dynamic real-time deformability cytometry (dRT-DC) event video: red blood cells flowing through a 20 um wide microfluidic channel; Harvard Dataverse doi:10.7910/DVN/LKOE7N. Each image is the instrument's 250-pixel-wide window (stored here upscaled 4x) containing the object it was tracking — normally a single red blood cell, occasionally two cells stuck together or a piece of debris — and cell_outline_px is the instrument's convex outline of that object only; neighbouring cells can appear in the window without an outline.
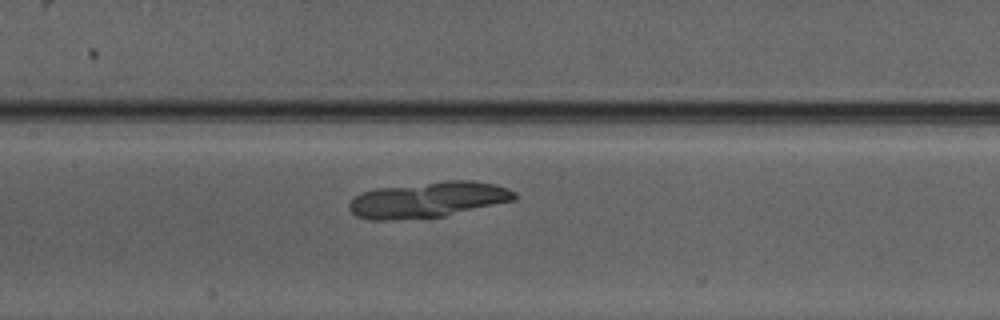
{"species": "Egyptian fruit bat (a non-hibernating species)", "species_latin": "Rousettus aegyptiacus", "temperature_condition": "warm", "stored_images_in_passage": 48, "camera_frame_rate_fps": 3000, "um_per_image_px": 0.085, "animal": {"sex": "male"}, "frame": {"image": 1, "passage_image": 26, "time_ms": 8.333, "image_size_px": [1000, 320], "cell_outline_px": [[520, 196], [516, 200], [444, 216], [388, 220], [368, 220], [356, 216], [348, 208], [348, 204], [352, 196], [360, 192], [376, 188], [444, 180], [472, 180], [496, 184], [508, 188], [516, 192]], "centroid_in_image_um": [36.39, 16.96], "position_along_channel_um": 171.0, "area_um2": 35.03}}
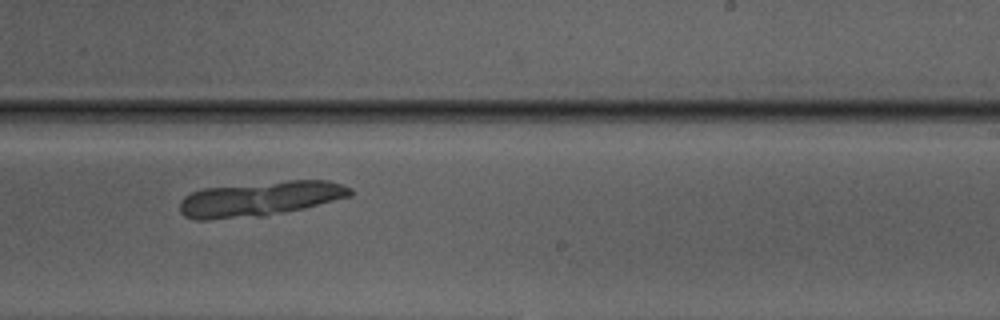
{"frame": {"image": 2, "passage_image": 33, "time_ms": 10.667, "image_size_px": [1000, 320], "cell_outline_px": [[352, 196], [304, 208], [264, 216], [208, 220], [196, 220], [184, 216], [180, 212], [180, 200], [184, 196], [192, 192], [204, 188], [288, 180], [328, 180], [352, 188]], "centroid_in_image_um": [22.09, 16.9], "position_along_channel_um": 266.9, "area_um2": 34.68}}
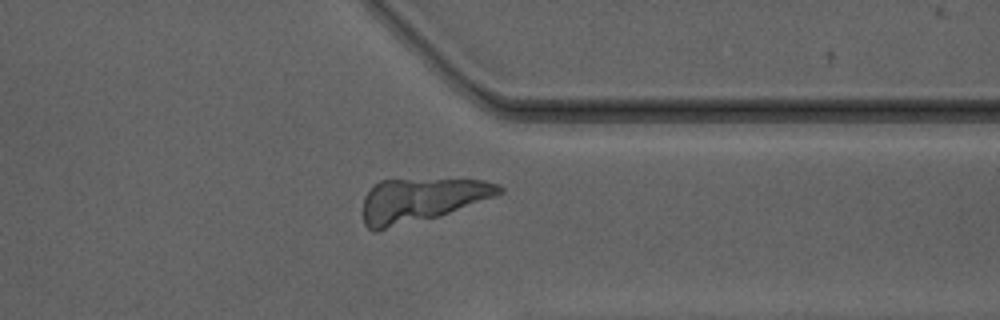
{"frame": {"image": 3, "passage_image": 41, "time_ms": 13.333, "image_size_px": [1000, 320], "cell_outline_px": [[504, 192], [440, 216], [376, 232], [372, 232], [364, 224], [364, 196], [380, 180], [484, 180], [500, 184], [504, 188]], "centroid_in_image_um": [35.79, 17.02], "position_along_channel_um": 375.6, "area_um2": 34.39}}